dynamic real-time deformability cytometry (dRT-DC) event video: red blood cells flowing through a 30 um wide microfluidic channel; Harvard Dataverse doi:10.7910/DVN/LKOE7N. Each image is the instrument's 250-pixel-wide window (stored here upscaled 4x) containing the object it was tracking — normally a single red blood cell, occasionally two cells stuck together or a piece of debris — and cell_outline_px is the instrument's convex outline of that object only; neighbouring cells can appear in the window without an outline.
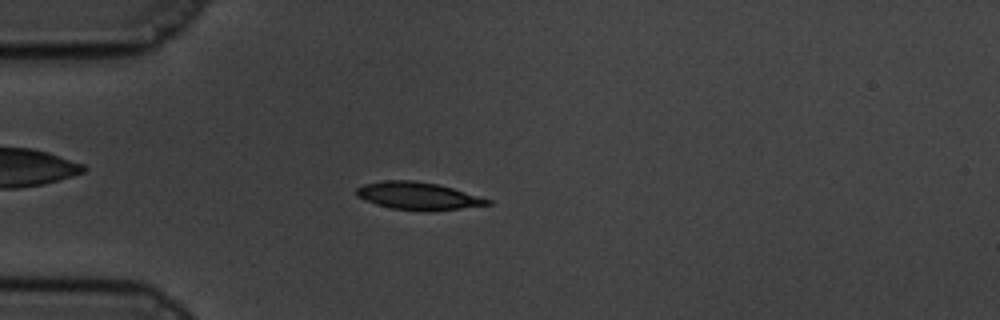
{"species": "common noctule bat (a hibernating species)", "species_latin": "Nyctalus noctula", "temperature_condition": "cold", "stored_images_in_passage": 59, "camera_frame_rate_fps": 3000, "um_per_image_px": 0.085, "animal": {"sex": "male", "body_mass_g": 19.5, "forearm_length_mm": 54.6}, "frame": {"image": 1, "passage_image": 16, "time_ms": 5.0, "image_size_px": [1000, 320], "cell_outline_px": [[492, 204], [428, 212], [424, 212], [392, 208], [376, 204], [364, 200], [356, 196], [356, 188], [364, 184], [384, 180], [412, 180], [436, 184], [452, 188], [492, 200]], "centroid_in_image_um": [35.5, 16.66], "position_along_channel_um": 49.5, "area_um2": 21.04}}
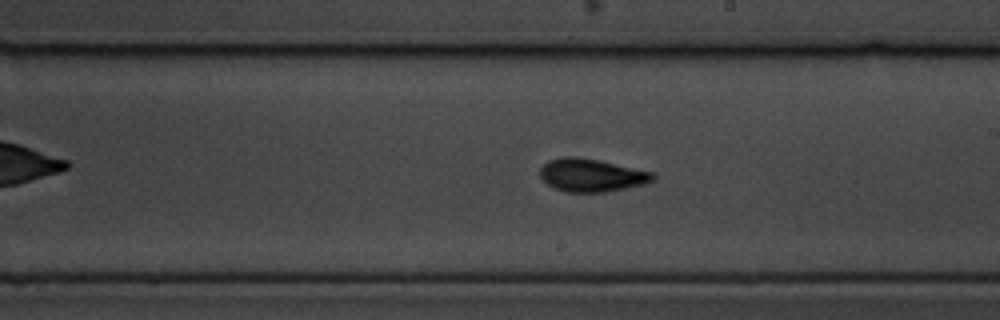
{"frame": {"image": 2, "passage_image": 34, "time_ms": 11.0, "image_size_px": [1000, 320], "cell_outline_px": [[656, 176], [652, 180], [644, 184], [604, 192], [564, 192], [552, 188], [540, 176], [540, 168], [548, 160], [564, 156], [572, 156], [600, 160], [652, 172]], "centroid_in_image_um": [50.23, 14.89], "position_along_channel_um": 238.8, "area_um2": 21.62}}
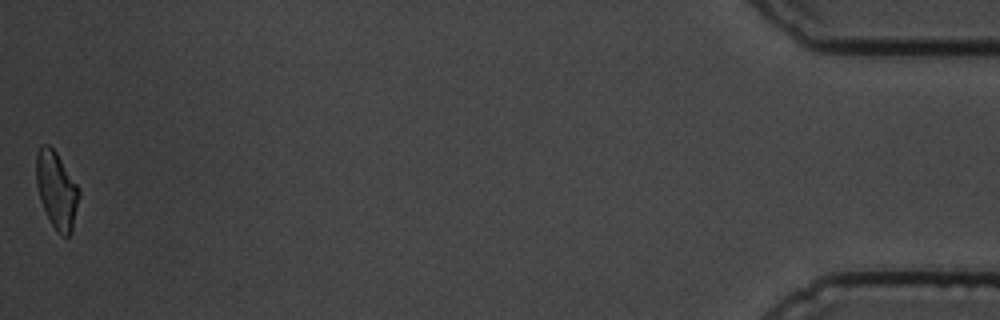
{"frame": {"image": 3, "passage_image": 59, "time_ms": 19.333, "image_size_px": [1000, 320], "cell_outline_px": [[80, 196], [72, 232], [68, 236], [64, 236], [56, 232], [40, 200], [36, 184], [36, 152], [40, 144], [48, 144], [56, 152], [80, 188]], "centroid_in_image_um": [4.82, 16.14], "position_along_channel_um": 430.4, "area_um2": 19.36}, "authors_computed_cell_mechanics": {"area_um2": 20.4034, "velocity_mm_per_s": 3.3926, "shape_relaxation_time_tau1_ms": 3.0779, "shape_relaxation_time_tau2_ms": 2.3509, "deformation_change_tau1": 0.1545, "deformation_change_tau2": 0.0898}}